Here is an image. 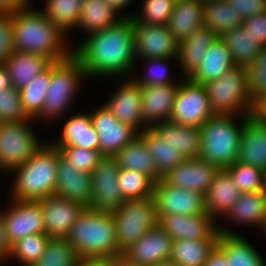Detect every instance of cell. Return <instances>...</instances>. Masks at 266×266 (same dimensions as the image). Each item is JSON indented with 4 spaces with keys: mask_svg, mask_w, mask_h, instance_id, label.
Returning <instances> with one entry per match:
<instances>
[{
    "mask_svg": "<svg viewBox=\"0 0 266 266\" xmlns=\"http://www.w3.org/2000/svg\"><path fill=\"white\" fill-rule=\"evenodd\" d=\"M32 0H0V14H13L29 7Z\"/></svg>",
    "mask_w": 266,
    "mask_h": 266,
    "instance_id": "cell-55",
    "label": "cell"
},
{
    "mask_svg": "<svg viewBox=\"0 0 266 266\" xmlns=\"http://www.w3.org/2000/svg\"><path fill=\"white\" fill-rule=\"evenodd\" d=\"M179 84L140 86L144 125L152 128L169 121Z\"/></svg>",
    "mask_w": 266,
    "mask_h": 266,
    "instance_id": "cell-20",
    "label": "cell"
},
{
    "mask_svg": "<svg viewBox=\"0 0 266 266\" xmlns=\"http://www.w3.org/2000/svg\"><path fill=\"white\" fill-rule=\"evenodd\" d=\"M76 266H111V258H83Z\"/></svg>",
    "mask_w": 266,
    "mask_h": 266,
    "instance_id": "cell-57",
    "label": "cell"
},
{
    "mask_svg": "<svg viewBox=\"0 0 266 266\" xmlns=\"http://www.w3.org/2000/svg\"><path fill=\"white\" fill-rule=\"evenodd\" d=\"M14 48L18 52L47 56L53 62L73 53L67 35L53 24L41 10L32 5L12 14ZM67 44V45H66Z\"/></svg>",
    "mask_w": 266,
    "mask_h": 266,
    "instance_id": "cell-2",
    "label": "cell"
},
{
    "mask_svg": "<svg viewBox=\"0 0 266 266\" xmlns=\"http://www.w3.org/2000/svg\"><path fill=\"white\" fill-rule=\"evenodd\" d=\"M119 14L130 5L132 0H105ZM121 11V12H120Z\"/></svg>",
    "mask_w": 266,
    "mask_h": 266,
    "instance_id": "cell-61",
    "label": "cell"
},
{
    "mask_svg": "<svg viewBox=\"0 0 266 266\" xmlns=\"http://www.w3.org/2000/svg\"><path fill=\"white\" fill-rule=\"evenodd\" d=\"M203 26L218 36L242 25L244 18L237 13L227 0L207 1L203 3Z\"/></svg>",
    "mask_w": 266,
    "mask_h": 266,
    "instance_id": "cell-36",
    "label": "cell"
},
{
    "mask_svg": "<svg viewBox=\"0 0 266 266\" xmlns=\"http://www.w3.org/2000/svg\"><path fill=\"white\" fill-rule=\"evenodd\" d=\"M64 123L58 139L54 142L51 140L54 146L100 150L99 137L88 112L72 114Z\"/></svg>",
    "mask_w": 266,
    "mask_h": 266,
    "instance_id": "cell-23",
    "label": "cell"
},
{
    "mask_svg": "<svg viewBox=\"0 0 266 266\" xmlns=\"http://www.w3.org/2000/svg\"><path fill=\"white\" fill-rule=\"evenodd\" d=\"M253 116L266 127V102L261 101L255 105Z\"/></svg>",
    "mask_w": 266,
    "mask_h": 266,
    "instance_id": "cell-60",
    "label": "cell"
},
{
    "mask_svg": "<svg viewBox=\"0 0 266 266\" xmlns=\"http://www.w3.org/2000/svg\"><path fill=\"white\" fill-rule=\"evenodd\" d=\"M203 3L199 0H183L175 3L167 27L179 43L203 27Z\"/></svg>",
    "mask_w": 266,
    "mask_h": 266,
    "instance_id": "cell-31",
    "label": "cell"
},
{
    "mask_svg": "<svg viewBox=\"0 0 266 266\" xmlns=\"http://www.w3.org/2000/svg\"><path fill=\"white\" fill-rule=\"evenodd\" d=\"M119 170L115 156H103L99 160L91 172L92 199L87 208L112 213L125 202L118 187Z\"/></svg>",
    "mask_w": 266,
    "mask_h": 266,
    "instance_id": "cell-11",
    "label": "cell"
},
{
    "mask_svg": "<svg viewBox=\"0 0 266 266\" xmlns=\"http://www.w3.org/2000/svg\"><path fill=\"white\" fill-rule=\"evenodd\" d=\"M219 37L230 49L236 66L244 67L250 64L264 48L258 39L246 31L243 25L230 29Z\"/></svg>",
    "mask_w": 266,
    "mask_h": 266,
    "instance_id": "cell-34",
    "label": "cell"
},
{
    "mask_svg": "<svg viewBox=\"0 0 266 266\" xmlns=\"http://www.w3.org/2000/svg\"><path fill=\"white\" fill-rule=\"evenodd\" d=\"M133 33L136 60L177 58L179 43L170 33L167 25L144 24L133 21Z\"/></svg>",
    "mask_w": 266,
    "mask_h": 266,
    "instance_id": "cell-14",
    "label": "cell"
},
{
    "mask_svg": "<svg viewBox=\"0 0 266 266\" xmlns=\"http://www.w3.org/2000/svg\"><path fill=\"white\" fill-rule=\"evenodd\" d=\"M228 222L245 226H258L262 230L266 225V192H241L238 200L224 217Z\"/></svg>",
    "mask_w": 266,
    "mask_h": 266,
    "instance_id": "cell-28",
    "label": "cell"
},
{
    "mask_svg": "<svg viewBox=\"0 0 266 266\" xmlns=\"http://www.w3.org/2000/svg\"><path fill=\"white\" fill-rule=\"evenodd\" d=\"M199 1H201L202 3H205L207 1H217V0H199Z\"/></svg>",
    "mask_w": 266,
    "mask_h": 266,
    "instance_id": "cell-64",
    "label": "cell"
},
{
    "mask_svg": "<svg viewBox=\"0 0 266 266\" xmlns=\"http://www.w3.org/2000/svg\"><path fill=\"white\" fill-rule=\"evenodd\" d=\"M219 168L199 158L186 159L163 176L172 186L186 188L205 195Z\"/></svg>",
    "mask_w": 266,
    "mask_h": 266,
    "instance_id": "cell-19",
    "label": "cell"
},
{
    "mask_svg": "<svg viewBox=\"0 0 266 266\" xmlns=\"http://www.w3.org/2000/svg\"><path fill=\"white\" fill-rule=\"evenodd\" d=\"M242 25L266 47V11L245 19Z\"/></svg>",
    "mask_w": 266,
    "mask_h": 266,
    "instance_id": "cell-53",
    "label": "cell"
},
{
    "mask_svg": "<svg viewBox=\"0 0 266 266\" xmlns=\"http://www.w3.org/2000/svg\"><path fill=\"white\" fill-rule=\"evenodd\" d=\"M149 266H178V265L175 264L171 259H169V260L157 262V263L149 265Z\"/></svg>",
    "mask_w": 266,
    "mask_h": 266,
    "instance_id": "cell-62",
    "label": "cell"
},
{
    "mask_svg": "<svg viewBox=\"0 0 266 266\" xmlns=\"http://www.w3.org/2000/svg\"><path fill=\"white\" fill-rule=\"evenodd\" d=\"M89 114L98 134L103 156H115L139 136L140 132L135 127L118 121L104 104Z\"/></svg>",
    "mask_w": 266,
    "mask_h": 266,
    "instance_id": "cell-15",
    "label": "cell"
},
{
    "mask_svg": "<svg viewBox=\"0 0 266 266\" xmlns=\"http://www.w3.org/2000/svg\"><path fill=\"white\" fill-rule=\"evenodd\" d=\"M173 239L157 224L136 242L123 250L122 254L129 260L149 266L157 262L169 260Z\"/></svg>",
    "mask_w": 266,
    "mask_h": 266,
    "instance_id": "cell-18",
    "label": "cell"
},
{
    "mask_svg": "<svg viewBox=\"0 0 266 266\" xmlns=\"http://www.w3.org/2000/svg\"><path fill=\"white\" fill-rule=\"evenodd\" d=\"M32 121L35 119L0 123V171L11 172L43 146L44 143L30 127Z\"/></svg>",
    "mask_w": 266,
    "mask_h": 266,
    "instance_id": "cell-9",
    "label": "cell"
},
{
    "mask_svg": "<svg viewBox=\"0 0 266 266\" xmlns=\"http://www.w3.org/2000/svg\"><path fill=\"white\" fill-rule=\"evenodd\" d=\"M4 212L6 237L12 246L29 234L45 233V220L37 201L10 199Z\"/></svg>",
    "mask_w": 266,
    "mask_h": 266,
    "instance_id": "cell-13",
    "label": "cell"
},
{
    "mask_svg": "<svg viewBox=\"0 0 266 266\" xmlns=\"http://www.w3.org/2000/svg\"><path fill=\"white\" fill-rule=\"evenodd\" d=\"M237 161L266 172V127L253 115L243 125Z\"/></svg>",
    "mask_w": 266,
    "mask_h": 266,
    "instance_id": "cell-25",
    "label": "cell"
},
{
    "mask_svg": "<svg viewBox=\"0 0 266 266\" xmlns=\"http://www.w3.org/2000/svg\"><path fill=\"white\" fill-rule=\"evenodd\" d=\"M12 14H0V65L14 53Z\"/></svg>",
    "mask_w": 266,
    "mask_h": 266,
    "instance_id": "cell-50",
    "label": "cell"
},
{
    "mask_svg": "<svg viewBox=\"0 0 266 266\" xmlns=\"http://www.w3.org/2000/svg\"><path fill=\"white\" fill-rule=\"evenodd\" d=\"M84 78H87L85 70L73 53L64 60L53 62L50 85L46 92L42 114L38 119L52 121L67 113L74 97L79 93Z\"/></svg>",
    "mask_w": 266,
    "mask_h": 266,
    "instance_id": "cell-6",
    "label": "cell"
},
{
    "mask_svg": "<svg viewBox=\"0 0 266 266\" xmlns=\"http://www.w3.org/2000/svg\"><path fill=\"white\" fill-rule=\"evenodd\" d=\"M218 222L220 232L217 245L224 251L229 258V266H266L262 254L253 246L252 243L245 240L237 232H233L227 226L223 227ZM252 244V245H251Z\"/></svg>",
    "mask_w": 266,
    "mask_h": 266,
    "instance_id": "cell-24",
    "label": "cell"
},
{
    "mask_svg": "<svg viewBox=\"0 0 266 266\" xmlns=\"http://www.w3.org/2000/svg\"><path fill=\"white\" fill-rule=\"evenodd\" d=\"M241 191L226 169H219L206 191L205 210L217 222L225 217L238 200ZM219 220H218V219Z\"/></svg>",
    "mask_w": 266,
    "mask_h": 266,
    "instance_id": "cell-22",
    "label": "cell"
},
{
    "mask_svg": "<svg viewBox=\"0 0 266 266\" xmlns=\"http://www.w3.org/2000/svg\"><path fill=\"white\" fill-rule=\"evenodd\" d=\"M176 60L177 58H148V59H142V61L145 63L147 69H145L144 75L143 72L140 75L138 73L136 74V71L134 70L131 75V78L138 83L140 86L143 85H163V84H180L181 81L178 79H174L173 77H170V74H168L169 69L168 64L172 62L171 60ZM145 60V61H144ZM149 64H148V63ZM169 62V63H167ZM137 75V76H136ZM178 81V82H177Z\"/></svg>",
    "mask_w": 266,
    "mask_h": 266,
    "instance_id": "cell-44",
    "label": "cell"
},
{
    "mask_svg": "<svg viewBox=\"0 0 266 266\" xmlns=\"http://www.w3.org/2000/svg\"><path fill=\"white\" fill-rule=\"evenodd\" d=\"M245 19L266 11V0H227Z\"/></svg>",
    "mask_w": 266,
    "mask_h": 266,
    "instance_id": "cell-52",
    "label": "cell"
},
{
    "mask_svg": "<svg viewBox=\"0 0 266 266\" xmlns=\"http://www.w3.org/2000/svg\"><path fill=\"white\" fill-rule=\"evenodd\" d=\"M51 237L46 233L29 234L11 246L10 259L20 266H32L44 253Z\"/></svg>",
    "mask_w": 266,
    "mask_h": 266,
    "instance_id": "cell-40",
    "label": "cell"
},
{
    "mask_svg": "<svg viewBox=\"0 0 266 266\" xmlns=\"http://www.w3.org/2000/svg\"><path fill=\"white\" fill-rule=\"evenodd\" d=\"M264 191L266 192V172H265Z\"/></svg>",
    "mask_w": 266,
    "mask_h": 266,
    "instance_id": "cell-63",
    "label": "cell"
},
{
    "mask_svg": "<svg viewBox=\"0 0 266 266\" xmlns=\"http://www.w3.org/2000/svg\"><path fill=\"white\" fill-rule=\"evenodd\" d=\"M153 198L158 219L171 214L192 216L207 213L204 194L169 185L163 178L154 183Z\"/></svg>",
    "mask_w": 266,
    "mask_h": 266,
    "instance_id": "cell-12",
    "label": "cell"
},
{
    "mask_svg": "<svg viewBox=\"0 0 266 266\" xmlns=\"http://www.w3.org/2000/svg\"><path fill=\"white\" fill-rule=\"evenodd\" d=\"M111 266H143L135 261L129 260L125 255L122 253L111 258Z\"/></svg>",
    "mask_w": 266,
    "mask_h": 266,
    "instance_id": "cell-58",
    "label": "cell"
},
{
    "mask_svg": "<svg viewBox=\"0 0 266 266\" xmlns=\"http://www.w3.org/2000/svg\"><path fill=\"white\" fill-rule=\"evenodd\" d=\"M80 260L75 248L66 239L51 238L44 253L32 266H76Z\"/></svg>",
    "mask_w": 266,
    "mask_h": 266,
    "instance_id": "cell-42",
    "label": "cell"
},
{
    "mask_svg": "<svg viewBox=\"0 0 266 266\" xmlns=\"http://www.w3.org/2000/svg\"><path fill=\"white\" fill-rule=\"evenodd\" d=\"M83 258H112L121 254L113 215L85 208L65 238Z\"/></svg>",
    "mask_w": 266,
    "mask_h": 266,
    "instance_id": "cell-4",
    "label": "cell"
},
{
    "mask_svg": "<svg viewBox=\"0 0 266 266\" xmlns=\"http://www.w3.org/2000/svg\"><path fill=\"white\" fill-rule=\"evenodd\" d=\"M151 153L159 174L163 177L186 159L170 145L153 127L139 133Z\"/></svg>",
    "mask_w": 266,
    "mask_h": 266,
    "instance_id": "cell-35",
    "label": "cell"
},
{
    "mask_svg": "<svg viewBox=\"0 0 266 266\" xmlns=\"http://www.w3.org/2000/svg\"><path fill=\"white\" fill-rule=\"evenodd\" d=\"M170 145L181 152L185 159L200 155V128L177 124L172 121L158 123L153 127Z\"/></svg>",
    "mask_w": 266,
    "mask_h": 266,
    "instance_id": "cell-30",
    "label": "cell"
},
{
    "mask_svg": "<svg viewBox=\"0 0 266 266\" xmlns=\"http://www.w3.org/2000/svg\"><path fill=\"white\" fill-rule=\"evenodd\" d=\"M115 157L120 168L146 174L154 183L163 178L156 169L155 161L145 141L140 136L122 148Z\"/></svg>",
    "mask_w": 266,
    "mask_h": 266,
    "instance_id": "cell-32",
    "label": "cell"
},
{
    "mask_svg": "<svg viewBox=\"0 0 266 266\" xmlns=\"http://www.w3.org/2000/svg\"><path fill=\"white\" fill-rule=\"evenodd\" d=\"M225 169L241 192L264 190L265 171L262 169L238 161Z\"/></svg>",
    "mask_w": 266,
    "mask_h": 266,
    "instance_id": "cell-46",
    "label": "cell"
},
{
    "mask_svg": "<svg viewBox=\"0 0 266 266\" xmlns=\"http://www.w3.org/2000/svg\"><path fill=\"white\" fill-rule=\"evenodd\" d=\"M175 2L173 0H144L141 12L137 15L125 14V18H132L134 22L167 25L174 10Z\"/></svg>",
    "mask_w": 266,
    "mask_h": 266,
    "instance_id": "cell-45",
    "label": "cell"
},
{
    "mask_svg": "<svg viewBox=\"0 0 266 266\" xmlns=\"http://www.w3.org/2000/svg\"><path fill=\"white\" fill-rule=\"evenodd\" d=\"M219 36L207 27L198 28L193 34L179 42L177 62L181 75L188 78L199 66L205 52Z\"/></svg>",
    "mask_w": 266,
    "mask_h": 266,
    "instance_id": "cell-26",
    "label": "cell"
},
{
    "mask_svg": "<svg viewBox=\"0 0 266 266\" xmlns=\"http://www.w3.org/2000/svg\"><path fill=\"white\" fill-rule=\"evenodd\" d=\"M209 103L214 114L252 116L255 105L248 97L243 66H234L220 78L208 82Z\"/></svg>",
    "mask_w": 266,
    "mask_h": 266,
    "instance_id": "cell-7",
    "label": "cell"
},
{
    "mask_svg": "<svg viewBox=\"0 0 266 266\" xmlns=\"http://www.w3.org/2000/svg\"><path fill=\"white\" fill-rule=\"evenodd\" d=\"M116 231V240L123 251L158 224L153 196L126 200L111 213Z\"/></svg>",
    "mask_w": 266,
    "mask_h": 266,
    "instance_id": "cell-8",
    "label": "cell"
},
{
    "mask_svg": "<svg viewBox=\"0 0 266 266\" xmlns=\"http://www.w3.org/2000/svg\"><path fill=\"white\" fill-rule=\"evenodd\" d=\"M125 77L121 85L115 89L111 98L103 103L123 124L135 127L142 132L147 127L144 125L142 116V99L140 85L131 77Z\"/></svg>",
    "mask_w": 266,
    "mask_h": 266,
    "instance_id": "cell-17",
    "label": "cell"
},
{
    "mask_svg": "<svg viewBox=\"0 0 266 266\" xmlns=\"http://www.w3.org/2000/svg\"><path fill=\"white\" fill-rule=\"evenodd\" d=\"M60 154L76 169L91 173L103 157L100 150L85 149L76 146H56Z\"/></svg>",
    "mask_w": 266,
    "mask_h": 266,
    "instance_id": "cell-48",
    "label": "cell"
},
{
    "mask_svg": "<svg viewBox=\"0 0 266 266\" xmlns=\"http://www.w3.org/2000/svg\"><path fill=\"white\" fill-rule=\"evenodd\" d=\"M12 88L8 71L4 65H0V92Z\"/></svg>",
    "mask_w": 266,
    "mask_h": 266,
    "instance_id": "cell-59",
    "label": "cell"
},
{
    "mask_svg": "<svg viewBox=\"0 0 266 266\" xmlns=\"http://www.w3.org/2000/svg\"><path fill=\"white\" fill-rule=\"evenodd\" d=\"M45 220V233L51 238L65 239L79 215L86 208L80 202L57 195L36 200Z\"/></svg>",
    "mask_w": 266,
    "mask_h": 266,
    "instance_id": "cell-16",
    "label": "cell"
},
{
    "mask_svg": "<svg viewBox=\"0 0 266 266\" xmlns=\"http://www.w3.org/2000/svg\"><path fill=\"white\" fill-rule=\"evenodd\" d=\"M219 235L218 222L208 213L192 216L185 215L183 239H218Z\"/></svg>",
    "mask_w": 266,
    "mask_h": 266,
    "instance_id": "cell-47",
    "label": "cell"
},
{
    "mask_svg": "<svg viewBox=\"0 0 266 266\" xmlns=\"http://www.w3.org/2000/svg\"><path fill=\"white\" fill-rule=\"evenodd\" d=\"M11 255V245L9 244L6 237L5 222H4V212L0 208V266L6 264V261L10 260ZM5 262V263H4Z\"/></svg>",
    "mask_w": 266,
    "mask_h": 266,
    "instance_id": "cell-54",
    "label": "cell"
},
{
    "mask_svg": "<svg viewBox=\"0 0 266 266\" xmlns=\"http://www.w3.org/2000/svg\"><path fill=\"white\" fill-rule=\"evenodd\" d=\"M158 224L173 240L183 239L185 227L184 214L163 215L159 218Z\"/></svg>",
    "mask_w": 266,
    "mask_h": 266,
    "instance_id": "cell-51",
    "label": "cell"
},
{
    "mask_svg": "<svg viewBox=\"0 0 266 266\" xmlns=\"http://www.w3.org/2000/svg\"><path fill=\"white\" fill-rule=\"evenodd\" d=\"M218 239L173 240L170 259L178 266H203Z\"/></svg>",
    "mask_w": 266,
    "mask_h": 266,
    "instance_id": "cell-37",
    "label": "cell"
},
{
    "mask_svg": "<svg viewBox=\"0 0 266 266\" xmlns=\"http://www.w3.org/2000/svg\"><path fill=\"white\" fill-rule=\"evenodd\" d=\"M105 0H82V9L77 29L88 34L114 26L122 18Z\"/></svg>",
    "mask_w": 266,
    "mask_h": 266,
    "instance_id": "cell-33",
    "label": "cell"
},
{
    "mask_svg": "<svg viewBox=\"0 0 266 266\" xmlns=\"http://www.w3.org/2000/svg\"><path fill=\"white\" fill-rule=\"evenodd\" d=\"M52 63L53 61L47 56L15 50L4 66L8 71L12 87L20 90Z\"/></svg>",
    "mask_w": 266,
    "mask_h": 266,
    "instance_id": "cell-29",
    "label": "cell"
},
{
    "mask_svg": "<svg viewBox=\"0 0 266 266\" xmlns=\"http://www.w3.org/2000/svg\"><path fill=\"white\" fill-rule=\"evenodd\" d=\"M33 120L22 107L20 91L15 88L0 92V123Z\"/></svg>",
    "mask_w": 266,
    "mask_h": 266,
    "instance_id": "cell-49",
    "label": "cell"
},
{
    "mask_svg": "<svg viewBox=\"0 0 266 266\" xmlns=\"http://www.w3.org/2000/svg\"><path fill=\"white\" fill-rule=\"evenodd\" d=\"M173 1L176 3V2H179V1H183V0H173Z\"/></svg>",
    "mask_w": 266,
    "mask_h": 266,
    "instance_id": "cell-65",
    "label": "cell"
},
{
    "mask_svg": "<svg viewBox=\"0 0 266 266\" xmlns=\"http://www.w3.org/2000/svg\"><path fill=\"white\" fill-rule=\"evenodd\" d=\"M181 77L169 120L177 124L200 128L215 115L209 103L206 87L189 78Z\"/></svg>",
    "mask_w": 266,
    "mask_h": 266,
    "instance_id": "cell-10",
    "label": "cell"
},
{
    "mask_svg": "<svg viewBox=\"0 0 266 266\" xmlns=\"http://www.w3.org/2000/svg\"><path fill=\"white\" fill-rule=\"evenodd\" d=\"M58 148L44 143L23 165L12 170L10 199L36 201L55 195Z\"/></svg>",
    "mask_w": 266,
    "mask_h": 266,
    "instance_id": "cell-3",
    "label": "cell"
},
{
    "mask_svg": "<svg viewBox=\"0 0 266 266\" xmlns=\"http://www.w3.org/2000/svg\"><path fill=\"white\" fill-rule=\"evenodd\" d=\"M236 115L215 114L200 127L199 159L225 169L238 158L243 125L250 116H243L240 124ZM242 120V121H241ZM237 123V124H236Z\"/></svg>",
    "mask_w": 266,
    "mask_h": 266,
    "instance_id": "cell-5",
    "label": "cell"
},
{
    "mask_svg": "<svg viewBox=\"0 0 266 266\" xmlns=\"http://www.w3.org/2000/svg\"><path fill=\"white\" fill-rule=\"evenodd\" d=\"M203 266H229V258H227L224 251L216 245Z\"/></svg>",
    "mask_w": 266,
    "mask_h": 266,
    "instance_id": "cell-56",
    "label": "cell"
},
{
    "mask_svg": "<svg viewBox=\"0 0 266 266\" xmlns=\"http://www.w3.org/2000/svg\"><path fill=\"white\" fill-rule=\"evenodd\" d=\"M55 195L80 202L88 207L92 199L91 173L82 172L70 165L58 150L57 180Z\"/></svg>",
    "mask_w": 266,
    "mask_h": 266,
    "instance_id": "cell-21",
    "label": "cell"
},
{
    "mask_svg": "<svg viewBox=\"0 0 266 266\" xmlns=\"http://www.w3.org/2000/svg\"><path fill=\"white\" fill-rule=\"evenodd\" d=\"M118 187L125 201L142 199L153 196L154 182L146 174L120 168Z\"/></svg>",
    "mask_w": 266,
    "mask_h": 266,
    "instance_id": "cell-41",
    "label": "cell"
},
{
    "mask_svg": "<svg viewBox=\"0 0 266 266\" xmlns=\"http://www.w3.org/2000/svg\"><path fill=\"white\" fill-rule=\"evenodd\" d=\"M235 66L230 49L218 37L205 52L204 58L194 72L188 77L195 83L205 85L220 78Z\"/></svg>",
    "mask_w": 266,
    "mask_h": 266,
    "instance_id": "cell-27",
    "label": "cell"
},
{
    "mask_svg": "<svg viewBox=\"0 0 266 266\" xmlns=\"http://www.w3.org/2000/svg\"><path fill=\"white\" fill-rule=\"evenodd\" d=\"M73 47L87 77H131L137 63L134 47L133 19L122 18L114 26L87 35ZM123 77V78H122Z\"/></svg>",
    "mask_w": 266,
    "mask_h": 266,
    "instance_id": "cell-1",
    "label": "cell"
},
{
    "mask_svg": "<svg viewBox=\"0 0 266 266\" xmlns=\"http://www.w3.org/2000/svg\"><path fill=\"white\" fill-rule=\"evenodd\" d=\"M50 77L51 65L19 90L24 112L31 119L36 120L42 114Z\"/></svg>",
    "mask_w": 266,
    "mask_h": 266,
    "instance_id": "cell-39",
    "label": "cell"
},
{
    "mask_svg": "<svg viewBox=\"0 0 266 266\" xmlns=\"http://www.w3.org/2000/svg\"><path fill=\"white\" fill-rule=\"evenodd\" d=\"M82 0H46L41 11L64 34L74 30L80 19Z\"/></svg>",
    "mask_w": 266,
    "mask_h": 266,
    "instance_id": "cell-38",
    "label": "cell"
},
{
    "mask_svg": "<svg viewBox=\"0 0 266 266\" xmlns=\"http://www.w3.org/2000/svg\"><path fill=\"white\" fill-rule=\"evenodd\" d=\"M248 97L256 105L266 99V47L248 65L244 66Z\"/></svg>",
    "mask_w": 266,
    "mask_h": 266,
    "instance_id": "cell-43",
    "label": "cell"
}]
</instances>
